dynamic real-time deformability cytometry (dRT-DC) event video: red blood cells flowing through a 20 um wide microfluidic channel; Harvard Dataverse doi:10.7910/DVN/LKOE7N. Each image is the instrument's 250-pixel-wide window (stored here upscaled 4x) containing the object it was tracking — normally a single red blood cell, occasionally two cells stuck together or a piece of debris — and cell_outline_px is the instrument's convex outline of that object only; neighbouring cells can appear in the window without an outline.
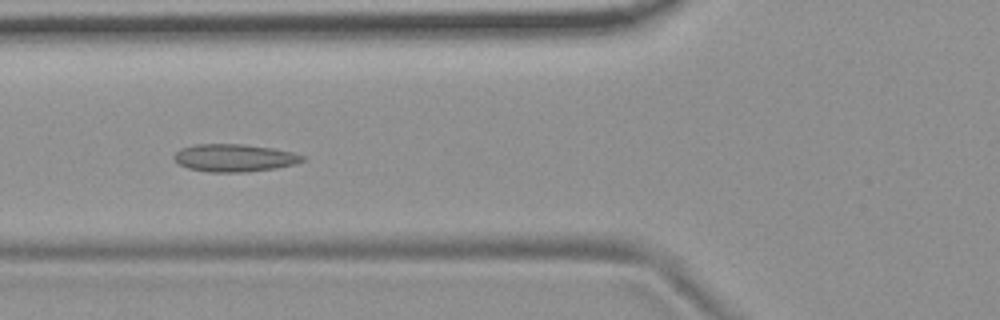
{"species": "common noctule bat (a hibernating species)", "species_latin": "Nyctalus noctula", "temperature_condition": "room temperature", "stored_images_in_passage": 10, "camera_frame_rate_fps": 3000, "um_per_image_px": 0.085, "animal": {"sex": "female", "body_mass_g": 19.9}, "frame": {"image": 1, "passage_image": 6, "time_ms": 1.667, "image_size_px": [1000, 320], "cell_outline_px": [[308, 160], [296, 164], [276, 168], [248, 172], [208, 172], [188, 168], [180, 164], [172, 156], [180, 148], [196, 144], [244, 144], [272, 148], [292, 152], [304, 156]], "centroid_in_image_um": [19.95, 13.42], "position_along_channel_um": 105.8, "area_um2": 20.81}}
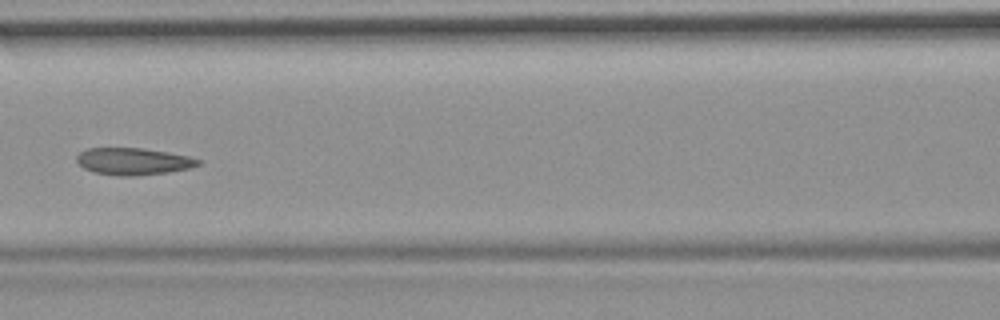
{"frame": {"image": 2, "passage_image": 7, "time_ms": 2.0, "image_size_px": [1000, 320], "cell_outline_px": [[204, 160], [200, 164], [192, 168], [168, 172], [136, 176], [120, 176], [92, 172], [84, 168], [76, 160], [76, 156], [80, 152], [88, 148], [144, 148], [168, 152], [188, 156]], "centroid_in_image_um": [11.36, 13.72], "position_along_channel_um": 155.2, "area_um2": 19.31}}